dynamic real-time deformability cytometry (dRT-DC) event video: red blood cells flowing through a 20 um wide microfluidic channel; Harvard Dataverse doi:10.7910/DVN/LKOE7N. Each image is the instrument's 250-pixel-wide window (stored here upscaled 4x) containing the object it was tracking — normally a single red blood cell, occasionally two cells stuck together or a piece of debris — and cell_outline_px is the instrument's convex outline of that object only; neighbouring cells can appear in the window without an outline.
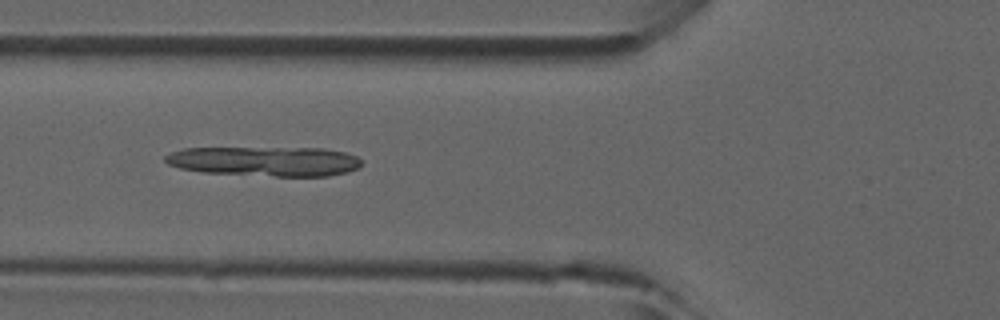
{"species": "common noctule bat (a hibernating species)", "species_latin": "Nyctalus noctula", "temperature_condition": "room temperature", "stored_images_in_passage": 46, "camera_frame_rate_fps": 3000, "um_per_image_px": 0.085, "animal": {"sex": "male", "forearm_length_mm": 52.5}, "frame": {"image": 1, "passage_image": 16, "time_ms": 5.0, "image_size_px": [1000, 320], "cell_outline_px": [[364, 164], [348, 172], [328, 176], [276, 176], [204, 172], [180, 168], [168, 164], [164, 160], [164, 156], [172, 152], [184, 148], [324, 148], [344, 152], [356, 156]], "centroid_in_image_um": [22.54, 13.7], "position_along_channel_um": 103.3, "area_um2": 33.87}}